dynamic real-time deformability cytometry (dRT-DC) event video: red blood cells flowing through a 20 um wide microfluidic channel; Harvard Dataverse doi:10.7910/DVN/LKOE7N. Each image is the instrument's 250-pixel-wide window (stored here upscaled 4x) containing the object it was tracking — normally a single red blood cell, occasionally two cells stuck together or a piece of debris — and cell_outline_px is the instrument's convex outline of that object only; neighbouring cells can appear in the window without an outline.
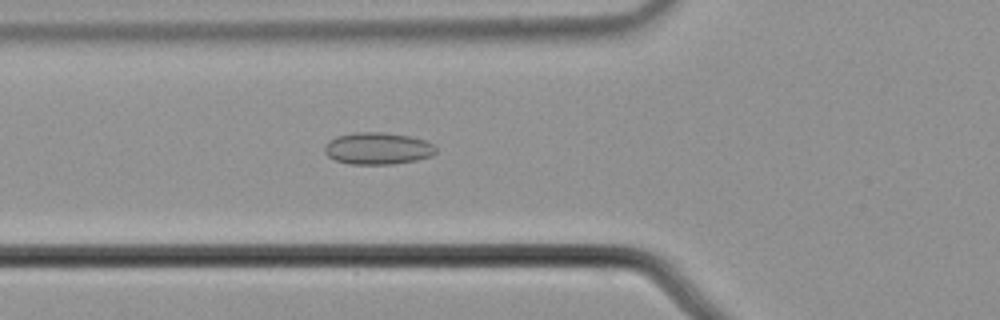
{"species": "common noctule bat (a hibernating species)", "species_latin": "Nyctalus noctula", "temperature_condition": "cold", "stored_images_in_passage": 55, "camera_frame_rate_fps": 3000, "um_per_image_px": 0.085, "animal": {"sex": "male", "body_mass_g": 21.5, "forearm_length_mm": 52.0}, "frame": {"image": 1, "passage_image": 20, "time_ms": 6.333, "image_size_px": [1000, 320], "cell_outline_px": [[436, 152], [432, 156], [416, 160], [392, 164], [348, 164], [336, 160], [328, 156], [324, 152], [324, 144], [328, 140], [336, 136], [356, 132], [384, 132], [408, 136], [424, 140], [432, 144], [436, 148]], "centroid_in_image_um": [32.07, 12.61], "position_along_channel_um": 93.7, "area_um2": 20.81}}
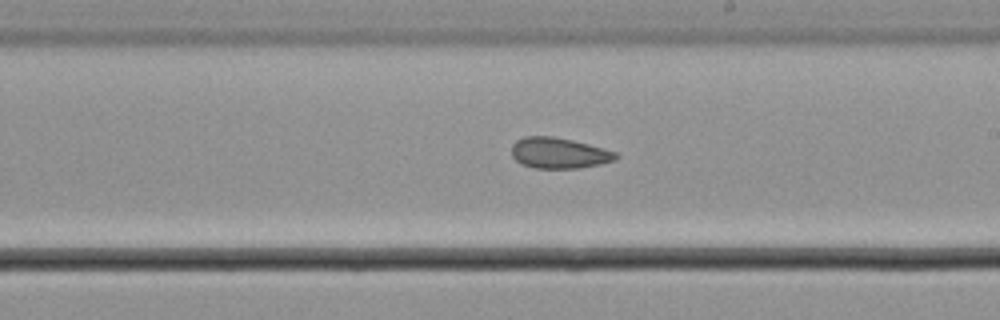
{"frame": {"image": 2, "passage_image": 32, "time_ms": 10.333, "image_size_px": [1000, 320], "cell_outline_px": [[620, 156], [616, 160], [600, 164], [580, 168], [532, 168], [520, 164], [512, 156], [512, 144], [516, 140], [524, 136], [552, 136], [572, 140], [604, 148], [616, 152]], "centroid_in_image_um": [47.51, 13.01], "position_along_channel_um": 241.5, "area_um2": 18.9}}
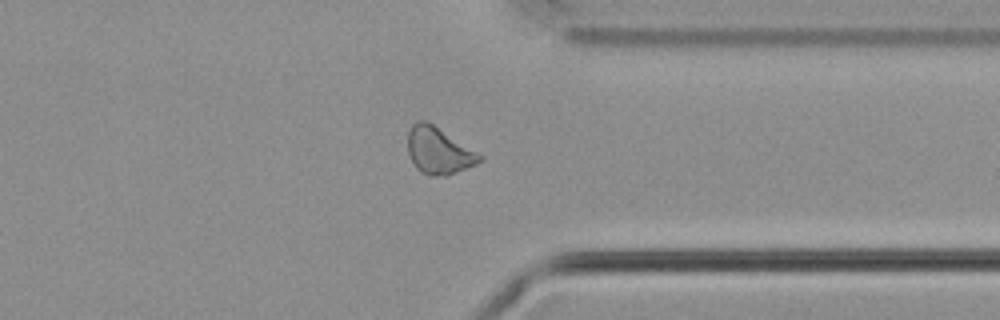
{"frame": {"image": 3, "passage_image": 43, "time_ms": 14.0, "image_size_px": [1000, 320], "cell_outline_px": [[484, 160], [476, 164], [444, 176], [428, 176], [420, 172], [416, 168], [408, 152], [408, 132], [412, 124], [416, 120], [428, 120], [484, 156]], "centroid_in_image_um": [37.29, 12.79], "position_along_channel_um": 374.1, "area_um2": 19.77}, "authors_computed_cell_mechanics": {"area_um2": 19.941, "velocity_mm_per_s": 3.6864, "shape_relaxation_time_tau1_ms": 10.5564, "shape_relaxation_time_tau2_ms": 3.1006, "deformation_change_tau1": 0.0723, "deformation_change_tau2": 0.0844}}